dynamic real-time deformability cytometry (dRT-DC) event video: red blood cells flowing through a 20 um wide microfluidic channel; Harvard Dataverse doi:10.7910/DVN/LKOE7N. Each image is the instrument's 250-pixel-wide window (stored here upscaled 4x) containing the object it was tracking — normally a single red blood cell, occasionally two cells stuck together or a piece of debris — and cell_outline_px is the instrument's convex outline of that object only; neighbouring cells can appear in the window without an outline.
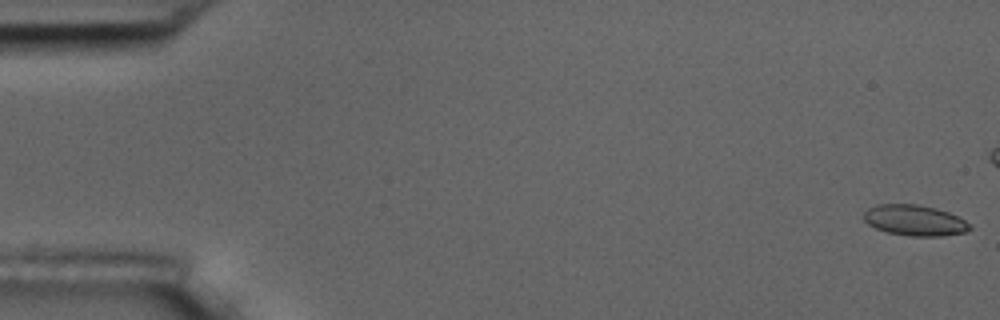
{"species": "common noctule bat (a hibernating species)", "species_latin": "Nyctalus noctula", "temperature_condition": "room temperature", "stored_images_in_passage": 17, "camera_frame_rate_fps": 3000, "um_per_image_px": 0.085, "animal": {"sex": "male", "body_mass_g": 17.5, "forearm_length_mm": 52.3}, "frame": {"image": 1, "passage_image": 1, "time_ms": 0.0, "image_size_px": [1000, 320], "cell_outline_px": [[972, 228], [964, 232], [944, 236], [908, 236], [888, 232], [876, 228], [868, 224], [864, 220], [864, 212], [868, 208], [876, 204], [916, 204], [936, 208], [948, 212], [964, 220]], "centroid_in_image_um": [77.72, 18.73], "position_along_channel_um": 7.3, "area_um2": 18.9}}